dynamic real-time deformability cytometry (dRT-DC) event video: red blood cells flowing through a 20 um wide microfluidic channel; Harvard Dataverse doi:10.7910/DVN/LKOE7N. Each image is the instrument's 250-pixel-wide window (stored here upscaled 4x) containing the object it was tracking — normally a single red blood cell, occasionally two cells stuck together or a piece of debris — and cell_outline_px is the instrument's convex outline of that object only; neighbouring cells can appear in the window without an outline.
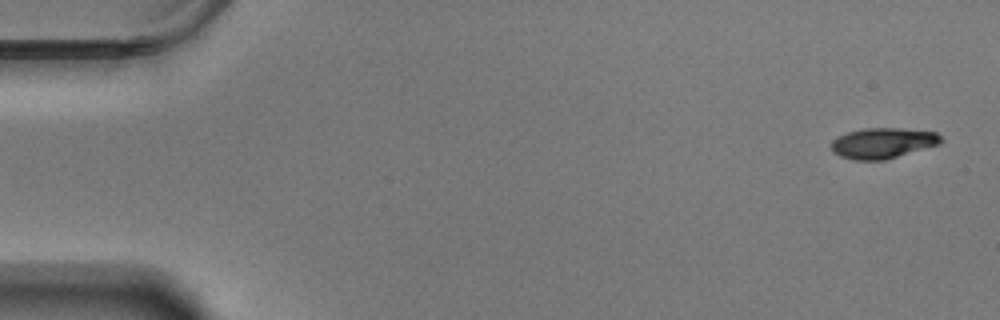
{"species": "Egyptian fruit bat (a non-hibernating species)", "species_latin": "Rousettus aegyptiacus", "temperature_condition": "warm", "stored_images_in_passage": 54, "camera_frame_rate_fps": 3000, "um_per_image_px": 0.085, "animal": {"sex": "male"}, "frame": {"image": 1, "passage_image": 1, "time_ms": 0.0, "image_size_px": [1000, 320], "cell_outline_px": [[944, 140], [940, 144], [884, 160], [856, 160], [840, 156], [832, 152], [832, 140], [836, 136], [848, 132], [864, 128], [900, 128], [936, 132]], "centroid_in_image_um": [75.03, 12.15], "position_along_channel_um": 10.0, "area_um2": 19.54}}
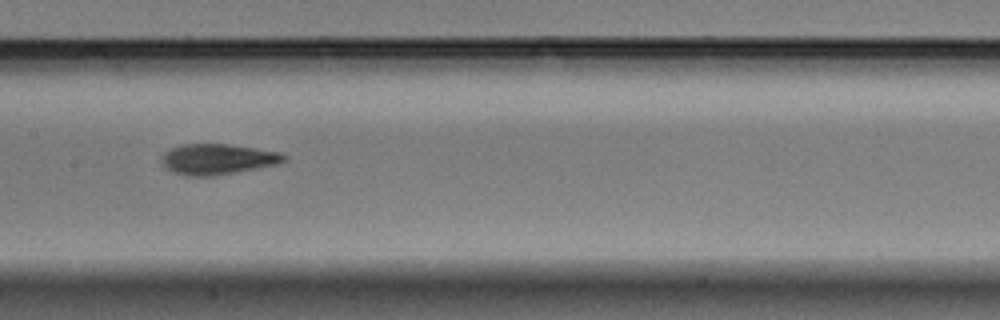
{"frame": {"image": 2, "passage_image": 28, "time_ms": 9.0, "image_size_px": [1000, 320], "cell_outline_px": [[288, 156], [284, 160], [276, 164], [256, 168], [212, 176], [184, 176], [172, 172], [164, 168], [160, 164], [160, 160], [172, 148], [180, 144], [228, 144], [280, 152]], "centroid_in_image_um": [18.45, 13.53], "position_along_channel_um": 189.0, "area_um2": 21.68}}
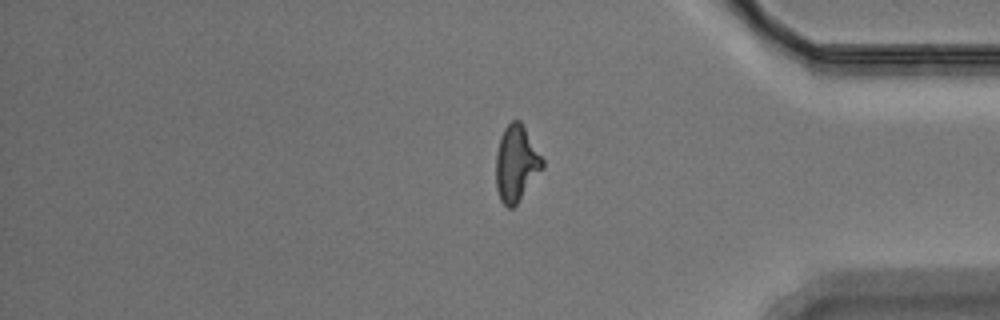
{"frame": {"image": 3, "passage_image": 47, "time_ms": 15.333, "image_size_px": [1000, 320], "cell_outline_px": [[544, 168], [516, 204], [512, 208], [508, 208], [500, 200], [496, 188], [496, 152], [500, 136], [504, 128], [512, 120], [520, 120], [544, 160]], "centroid_in_image_um": [43.88, 13.89], "position_along_channel_um": 391.3, "area_um2": 20.63}}